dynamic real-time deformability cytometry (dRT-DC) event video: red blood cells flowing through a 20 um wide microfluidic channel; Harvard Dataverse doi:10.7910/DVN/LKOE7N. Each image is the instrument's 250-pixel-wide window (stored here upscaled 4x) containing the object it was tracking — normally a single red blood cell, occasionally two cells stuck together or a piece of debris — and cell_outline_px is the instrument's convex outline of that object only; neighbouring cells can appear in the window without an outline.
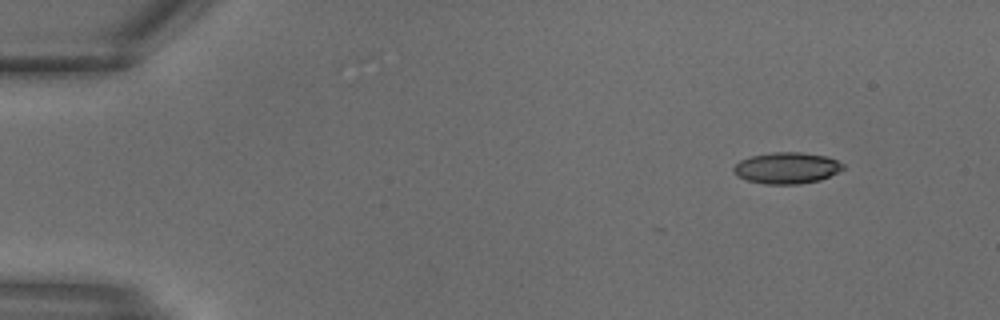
{"species": "common noctule bat (a hibernating species)", "species_latin": "Nyctalus noctula", "temperature_condition": "warm", "stored_images_in_passage": 24, "camera_frame_rate_fps": 3000, "um_per_image_px": 0.085, "animal": {"sex": "male", "body_mass_g": 18.8}, "frame": {"image": 1, "passage_image": 1, "time_ms": 0.0, "image_size_px": [1000, 320], "cell_outline_px": [[844, 168], [820, 180], [800, 184], [764, 184], [748, 180], [736, 176], [732, 168], [740, 160], [752, 156], [772, 152], [800, 152], [828, 156], [844, 164]], "centroid_in_image_um": [66.86, 14.27], "position_along_channel_um": 18.1, "area_um2": 19.94}}
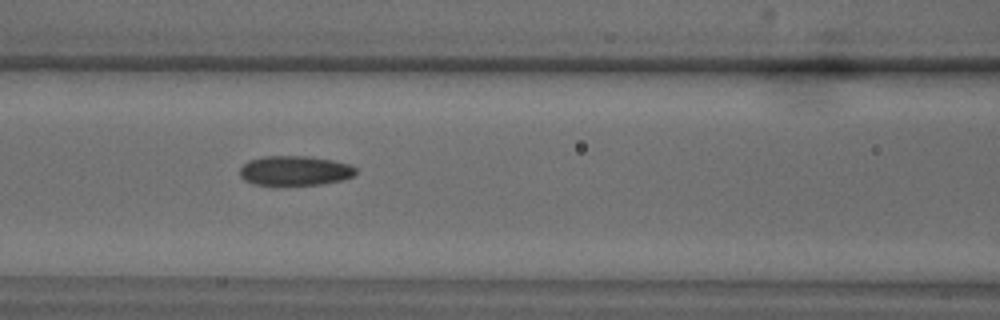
{"frame": {"image": 2, "passage_image": 11, "time_ms": 3.333, "image_size_px": [1000, 320], "cell_outline_px": [[356, 172], [352, 176], [344, 180], [324, 184], [252, 184], [244, 180], [240, 176], [240, 168], [248, 160], [264, 156], [308, 156], [332, 160], [348, 164], [356, 168]], "centroid_in_image_um": [25.06, 14.5], "position_along_channel_um": 141.5, "area_um2": 19.94}}
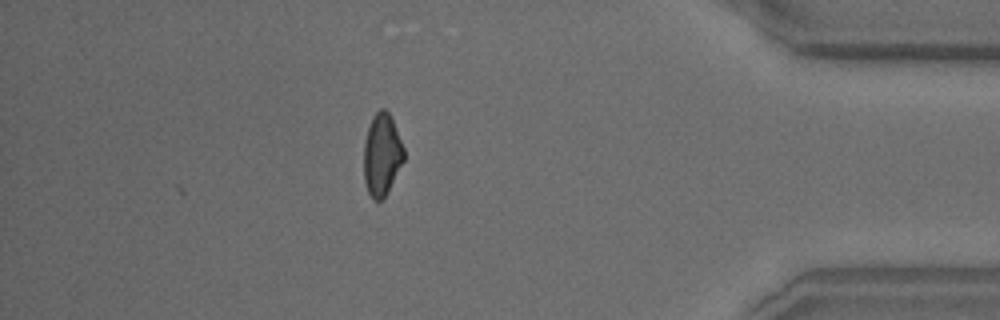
{"frame": {"image": 3, "passage_image": 24, "time_ms": 7.667, "image_size_px": [1000, 320], "cell_outline_px": [[404, 160], [388, 192], [380, 200], [372, 200], [368, 192], [364, 180], [364, 140], [372, 116], [380, 108], [384, 108], [388, 112], [392, 120], [404, 148]], "centroid_in_image_um": [32.45, 13.15], "position_along_channel_um": 402.8, "area_um2": 19.13}}